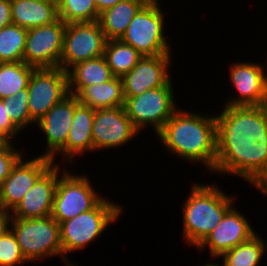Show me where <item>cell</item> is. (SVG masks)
<instances>
[{
	"instance_id": "6da1fadb",
	"label": "cell",
	"mask_w": 267,
	"mask_h": 266,
	"mask_svg": "<svg viewBox=\"0 0 267 266\" xmlns=\"http://www.w3.org/2000/svg\"><path fill=\"white\" fill-rule=\"evenodd\" d=\"M217 159L212 173L231 174L267 189V105L223 106L216 114Z\"/></svg>"
},
{
	"instance_id": "7a4b0ae2",
	"label": "cell",
	"mask_w": 267,
	"mask_h": 266,
	"mask_svg": "<svg viewBox=\"0 0 267 266\" xmlns=\"http://www.w3.org/2000/svg\"><path fill=\"white\" fill-rule=\"evenodd\" d=\"M168 152L213 172L217 159L216 115L197 114L179 107L156 134Z\"/></svg>"
},
{
	"instance_id": "3957f363",
	"label": "cell",
	"mask_w": 267,
	"mask_h": 266,
	"mask_svg": "<svg viewBox=\"0 0 267 266\" xmlns=\"http://www.w3.org/2000/svg\"><path fill=\"white\" fill-rule=\"evenodd\" d=\"M183 202V239L197 247L213 231L226 212L234 205V197L216 185L194 183Z\"/></svg>"
},
{
	"instance_id": "277c9868",
	"label": "cell",
	"mask_w": 267,
	"mask_h": 266,
	"mask_svg": "<svg viewBox=\"0 0 267 266\" xmlns=\"http://www.w3.org/2000/svg\"><path fill=\"white\" fill-rule=\"evenodd\" d=\"M104 198L91 210L59 223L60 242L63 251V262L65 266H77L67 258L68 253L80 251L102 232L107 230L110 224L119 220L123 207ZM67 254V255H66Z\"/></svg>"
},
{
	"instance_id": "5b68a950",
	"label": "cell",
	"mask_w": 267,
	"mask_h": 266,
	"mask_svg": "<svg viewBox=\"0 0 267 266\" xmlns=\"http://www.w3.org/2000/svg\"><path fill=\"white\" fill-rule=\"evenodd\" d=\"M160 0H149L131 20L120 38L143 56L171 54V46L166 40L165 21Z\"/></svg>"
},
{
	"instance_id": "8992f818",
	"label": "cell",
	"mask_w": 267,
	"mask_h": 266,
	"mask_svg": "<svg viewBox=\"0 0 267 266\" xmlns=\"http://www.w3.org/2000/svg\"><path fill=\"white\" fill-rule=\"evenodd\" d=\"M10 230L28 262L59 255L63 260L59 223L51 216L34 219L12 218Z\"/></svg>"
},
{
	"instance_id": "52a82bcc",
	"label": "cell",
	"mask_w": 267,
	"mask_h": 266,
	"mask_svg": "<svg viewBox=\"0 0 267 266\" xmlns=\"http://www.w3.org/2000/svg\"><path fill=\"white\" fill-rule=\"evenodd\" d=\"M174 90L171 80L167 85L148 89L138 96L125 99L124 108L127 116L139 132L149 124L155 134L163 128L178 109Z\"/></svg>"
},
{
	"instance_id": "ba28073f",
	"label": "cell",
	"mask_w": 267,
	"mask_h": 266,
	"mask_svg": "<svg viewBox=\"0 0 267 266\" xmlns=\"http://www.w3.org/2000/svg\"><path fill=\"white\" fill-rule=\"evenodd\" d=\"M92 186L85 174L64 169L56 184L51 217L61 223L93 209L103 196Z\"/></svg>"
},
{
	"instance_id": "9c48e42d",
	"label": "cell",
	"mask_w": 267,
	"mask_h": 266,
	"mask_svg": "<svg viewBox=\"0 0 267 266\" xmlns=\"http://www.w3.org/2000/svg\"><path fill=\"white\" fill-rule=\"evenodd\" d=\"M106 42L98 21L66 24L60 68L67 72L78 62L103 56Z\"/></svg>"
},
{
	"instance_id": "30bf717a",
	"label": "cell",
	"mask_w": 267,
	"mask_h": 266,
	"mask_svg": "<svg viewBox=\"0 0 267 266\" xmlns=\"http://www.w3.org/2000/svg\"><path fill=\"white\" fill-rule=\"evenodd\" d=\"M27 89L30 117L37 122L69 95L68 73L60 67L34 69Z\"/></svg>"
},
{
	"instance_id": "8fae6325",
	"label": "cell",
	"mask_w": 267,
	"mask_h": 266,
	"mask_svg": "<svg viewBox=\"0 0 267 266\" xmlns=\"http://www.w3.org/2000/svg\"><path fill=\"white\" fill-rule=\"evenodd\" d=\"M65 28L66 23L59 18L52 24L28 29L23 62L35 69L60 67Z\"/></svg>"
},
{
	"instance_id": "7c38bea8",
	"label": "cell",
	"mask_w": 267,
	"mask_h": 266,
	"mask_svg": "<svg viewBox=\"0 0 267 266\" xmlns=\"http://www.w3.org/2000/svg\"><path fill=\"white\" fill-rule=\"evenodd\" d=\"M140 132L133 126L124 106L95 109L92 126L93 151L118 148Z\"/></svg>"
},
{
	"instance_id": "4fadbf2b",
	"label": "cell",
	"mask_w": 267,
	"mask_h": 266,
	"mask_svg": "<svg viewBox=\"0 0 267 266\" xmlns=\"http://www.w3.org/2000/svg\"><path fill=\"white\" fill-rule=\"evenodd\" d=\"M230 65V81L238 95L225 100L224 106L267 105V69L256 62H234Z\"/></svg>"
},
{
	"instance_id": "5bb4252c",
	"label": "cell",
	"mask_w": 267,
	"mask_h": 266,
	"mask_svg": "<svg viewBox=\"0 0 267 266\" xmlns=\"http://www.w3.org/2000/svg\"><path fill=\"white\" fill-rule=\"evenodd\" d=\"M53 164L52 159L41 155L27 161L22 156L2 182L0 199L3 209L12 211Z\"/></svg>"
},
{
	"instance_id": "9a60e30c",
	"label": "cell",
	"mask_w": 267,
	"mask_h": 266,
	"mask_svg": "<svg viewBox=\"0 0 267 266\" xmlns=\"http://www.w3.org/2000/svg\"><path fill=\"white\" fill-rule=\"evenodd\" d=\"M235 207H231L216 228L196 247L205 250L208 247L210 257L220 258L225 252L248 241L256 232L251 222Z\"/></svg>"
},
{
	"instance_id": "2e32d148",
	"label": "cell",
	"mask_w": 267,
	"mask_h": 266,
	"mask_svg": "<svg viewBox=\"0 0 267 266\" xmlns=\"http://www.w3.org/2000/svg\"><path fill=\"white\" fill-rule=\"evenodd\" d=\"M172 54L143 56L138 63L121 77L124 97H135L148 89L167 85L172 79L168 72Z\"/></svg>"
},
{
	"instance_id": "e0dca14e",
	"label": "cell",
	"mask_w": 267,
	"mask_h": 266,
	"mask_svg": "<svg viewBox=\"0 0 267 266\" xmlns=\"http://www.w3.org/2000/svg\"><path fill=\"white\" fill-rule=\"evenodd\" d=\"M59 165L53 164L36 181L11 211L12 218L34 219L51 216L56 184L61 172L65 169V167L61 168Z\"/></svg>"
},
{
	"instance_id": "ac0fdd59",
	"label": "cell",
	"mask_w": 267,
	"mask_h": 266,
	"mask_svg": "<svg viewBox=\"0 0 267 266\" xmlns=\"http://www.w3.org/2000/svg\"><path fill=\"white\" fill-rule=\"evenodd\" d=\"M79 104L77 97L69 94L36 122L46 138L47 146L41 156L52 159L65 146Z\"/></svg>"
},
{
	"instance_id": "d6986e66",
	"label": "cell",
	"mask_w": 267,
	"mask_h": 266,
	"mask_svg": "<svg viewBox=\"0 0 267 266\" xmlns=\"http://www.w3.org/2000/svg\"><path fill=\"white\" fill-rule=\"evenodd\" d=\"M95 109L82 105L81 103L75 108L72 125L70 127L69 135L65 146L52 158L62 155L63 160L69 161L71 165L75 161L74 157L77 155L87 154L86 152H93L92 140V126ZM73 159V160H72Z\"/></svg>"
},
{
	"instance_id": "ffe728a7",
	"label": "cell",
	"mask_w": 267,
	"mask_h": 266,
	"mask_svg": "<svg viewBox=\"0 0 267 266\" xmlns=\"http://www.w3.org/2000/svg\"><path fill=\"white\" fill-rule=\"evenodd\" d=\"M12 24L25 29L52 24L59 19L52 0H11Z\"/></svg>"
},
{
	"instance_id": "44dd1931",
	"label": "cell",
	"mask_w": 267,
	"mask_h": 266,
	"mask_svg": "<svg viewBox=\"0 0 267 266\" xmlns=\"http://www.w3.org/2000/svg\"><path fill=\"white\" fill-rule=\"evenodd\" d=\"M69 94L77 95L85 86L112 80L113 75L105 56L81 61L68 71Z\"/></svg>"
},
{
	"instance_id": "7402d4cb",
	"label": "cell",
	"mask_w": 267,
	"mask_h": 266,
	"mask_svg": "<svg viewBox=\"0 0 267 266\" xmlns=\"http://www.w3.org/2000/svg\"><path fill=\"white\" fill-rule=\"evenodd\" d=\"M149 0H121L100 13L98 22L107 40L120 39L131 20Z\"/></svg>"
},
{
	"instance_id": "603a6c76",
	"label": "cell",
	"mask_w": 267,
	"mask_h": 266,
	"mask_svg": "<svg viewBox=\"0 0 267 266\" xmlns=\"http://www.w3.org/2000/svg\"><path fill=\"white\" fill-rule=\"evenodd\" d=\"M79 103L94 109L121 107L125 104L120 77L100 84L85 86L77 95Z\"/></svg>"
},
{
	"instance_id": "cb8c5ba5",
	"label": "cell",
	"mask_w": 267,
	"mask_h": 266,
	"mask_svg": "<svg viewBox=\"0 0 267 266\" xmlns=\"http://www.w3.org/2000/svg\"><path fill=\"white\" fill-rule=\"evenodd\" d=\"M267 252V243L256 233L248 241L225 252L223 266H260Z\"/></svg>"
},
{
	"instance_id": "d4e9b609",
	"label": "cell",
	"mask_w": 267,
	"mask_h": 266,
	"mask_svg": "<svg viewBox=\"0 0 267 266\" xmlns=\"http://www.w3.org/2000/svg\"><path fill=\"white\" fill-rule=\"evenodd\" d=\"M104 56L115 77L128 73L143 57L137 50L120 39L107 40Z\"/></svg>"
},
{
	"instance_id": "484cf974",
	"label": "cell",
	"mask_w": 267,
	"mask_h": 266,
	"mask_svg": "<svg viewBox=\"0 0 267 266\" xmlns=\"http://www.w3.org/2000/svg\"><path fill=\"white\" fill-rule=\"evenodd\" d=\"M34 69L23 61L0 63V99L14 96L27 88Z\"/></svg>"
},
{
	"instance_id": "4316f807",
	"label": "cell",
	"mask_w": 267,
	"mask_h": 266,
	"mask_svg": "<svg viewBox=\"0 0 267 266\" xmlns=\"http://www.w3.org/2000/svg\"><path fill=\"white\" fill-rule=\"evenodd\" d=\"M27 31L16 24L0 29V63L23 61Z\"/></svg>"
},
{
	"instance_id": "83f0119b",
	"label": "cell",
	"mask_w": 267,
	"mask_h": 266,
	"mask_svg": "<svg viewBox=\"0 0 267 266\" xmlns=\"http://www.w3.org/2000/svg\"><path fill=\"white\" fill-rule=\"evenodd\" d=\"M58 17L66 24L98 21L100 14L93 0H58Z\"/></svg>"
},
{
	"instance_id": "f1b7e54d",
	"label": "cell",
	"mask_w": 267,
	"mask_h": 266,
	"mask_svg": "<svg viewBox=\"0 0 267 266\" xmlns=\"http://www.w3.org/2000/svg\"><path fill=\"white\" fill-rule=\"evenodd\" d=\"M28 98V89L25 88L18 91L16 95L3 99L6 102L7 115L21 131L32 123L36 124L30 117Z\"/></svg>"
},
{
	"instance_id": "f546056e",
	"label": "cell",
	"mask_w": 267,
	"mask_h": 266,
	"mask_svg": "<svg viewBox=\"0 0 267 266\" xmlns=\"http://www.w3.org/2000/svg\"><path fill=\"white\" fill-rule=\"evenodd\" d=\"M11 230L0 237V266H17L27 263Z\"/></svg>"
},
{
	"instance_id": "4dcf8cb0",
	"label": "cell",
	"mask_w": 267,
	"mask_h": 266,
	"mask_svg": "<svg viewBox=\"0 0 267 266\" xmlns=\"http://www.w3.org/2000/svg\"><path fill=\"white\" fill-rule=\"evenodd\" d=\"M13 145L12 142L5 141L0 146V189L2 182L10 174L12 167L23 156Z\"/></svg>"
},
{
	"instance_id": "1f68e13d",
	"label": "cell",
	"mask_w": 267,
	"mask_h": 266,
	"mask_svg": "<svg viewBox=\"0 0 267 266\" xmlns=\"http://www.w3.org/2000/svg\"><path fill=\"white\" fill-rule=\"evenodd\" d=\"M21 133V130L11 121L7 115L6 102L0 99V136L8 142L14 141V138Z\"/></svg>"
},
{
	"instance_id": "d6a6232c",
	"label": "cell",
	"mask_w": 267,
	"mask_h": 266,
	"mask_svg": "<svg viewBox=\"0 0 267 266\" xmlns=\"http://www.w3.org/2000/svg\"><path fill=\"white\" fill-rule=\"evenodd\" d=\"M12 24L11 0H0V29Z\"/></svg>"
},
{
	"instance_id": "836d02e7",
	"label": "cell",
	"mask_w": 267,
	"mask_h": 266,
	"mask_svg": "<svg viewBox=\"0 0 267 266\" xmlns=\"http://www.w3.org/2000/svg\"><path fill=\"white\" fill-rule=\"evenodd\" d=\"M11 211L2 209L0 211V237L10 230Z\"/></svg>"
},
{
	"instance_id": "e575fe53",
	"label": "cell",
	"mask_w": 267,
	"mask_h": 266,
	"mask_svg": "<svg viewBox=\"0 0 267 266\" xmlns=\"http://www.w3.org/2000/svg\"><path fill=\"white\" fill-rule=\"evenodd\" d=\"M93 1L97 7L98 13L100 14L104 10L115 6L121 0H93Z\"/></svg>"
},
{
	"instance_id": "d590c367",
	"label": "cell",
	"mask_w": 267,
	"mask_h": 266,
	"mask_svg": "<svg viewBox=\"0 0 267 266\" xmlns=\"http://www.w3.org/2000/svg\"><path fill=\"white\" fill-rule=\"evenodd\" d=\"M202 266H221V265H217L215 262L212 264V263H208V264H203ZM222 266H223V264H222Z\"/></svg>"
},
{
	"instance_id": "8d00e7d4",
	"label": "cell",
	"mask_w": 267,
	"mask_h": 266,
	"mask_svg": "<svg viewBox=\"0 0 267 266\" xmlns=\"http://www.w3.org/2000/svg\"><path fill=\"white\" fill-rule=\"evenodd\" d=\"M259 193H263L265 196H267V189L265 190V191H263V190H260V192Z\"/></svg>"
},
{
	"instance_id": "74e56055",
	"label": "cell",
	"mask_w": 267,
	"mask_h": 266,
	"mask_svg": "<svg viewBox=\"0 0 267 266\" xmlns=\"http://www.w3.org/2000/svg\"><path fill=\"white\" fill-rule=\"evenodd\" d=\"M5 142V140L0 136V146Z\"/></svg>"
},
{
	"instance_id": "f35d334b",
	"label": "cell",
	"mask_w": 267,
	"mask_h": 266,
	"mask_svg": "<svg viewBox=\"0 0 267 266\" xmlns=\"http://www.w3.org/2000/svg\"><path fill=\"white\" fill-rule=\"evenodd\" d=\"M3 209L2 204H1V199H0V211Z\"/></svg>"
}]
</instances>
